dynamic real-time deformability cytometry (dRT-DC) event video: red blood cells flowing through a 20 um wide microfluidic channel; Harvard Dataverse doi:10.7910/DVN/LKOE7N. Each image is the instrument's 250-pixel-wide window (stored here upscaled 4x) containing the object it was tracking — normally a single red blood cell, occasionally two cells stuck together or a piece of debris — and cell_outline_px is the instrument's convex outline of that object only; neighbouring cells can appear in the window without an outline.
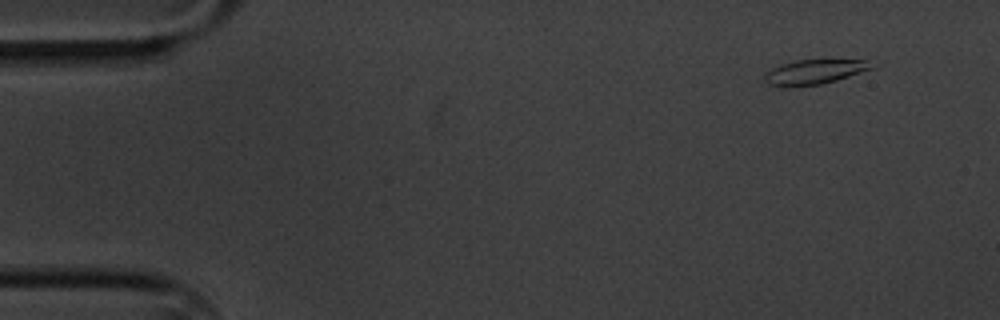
{"species": "common noctule bat (a hibernating species)", "species_latin": "Nyctalus noctula", "temperature_condition": "cold", "stored_images_in_passage": 6, "camera_frame_rate_fps": 3000, "um_per_image_px": 0.085, "animal": {"sex": "male", "body_mass_g": 20.1, "forearm_length_mm": 53.5}, "frame": {"image": 1, "passage_image": 1, "time_ms": 0.0, "image_size_px": [1000, 320], "cell_outline_px": [[880, 64], [876, 68], [836, 80], [820, 84], [788, 88], [780, 88], [768, 84], [764, 80], [764, 72], [780, 64], [796, 60], [824, 56], [880, 60]], "centroid_in_image_um": [69.4, 6.03], "position_along_channel_um": 15.6, "area_um2": 17.34}}
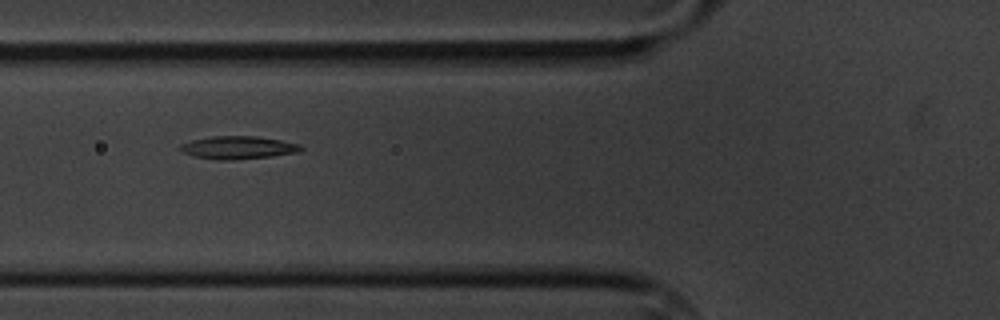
{"frame": {"image": 2, "passage_image": 5, "time_ms": 5.667, "image_size_px": [1000, 320], "cell_outline_px": [[304, 148], [300, 152], [272, 156], [232, 160], [216, 160], [196, 156], [184, 152], [176, 148], [180, 144], [192, 140], [212, 136], [256, 136], [280, 140], [300, 144]], "centroid_in_image_um": [20.24, 12.54], "position_along_channel_um": 105.6, "area_um2": 16.13}}
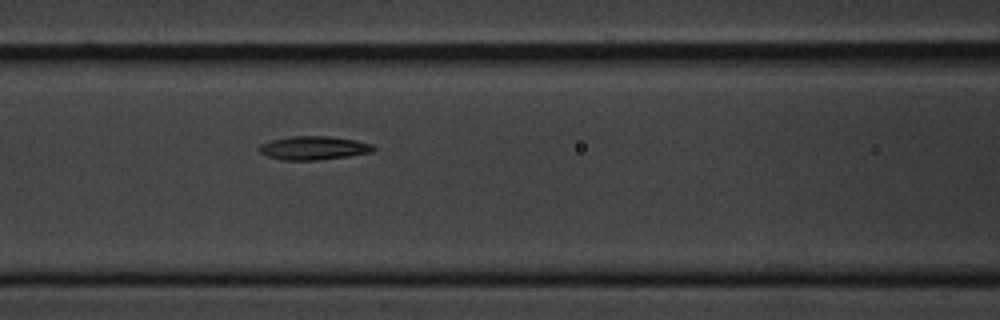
{"frame": {"image": 3, "passage_image": 6, "time_ms": 6.667, "image_size_px": [1000, 320], "cell_outline_px": [[376, 148], [372, 152], [348, 156], [320, 160], [284, 160], [268, 156], [260, 152], [256, 148], [260, 144], [272, 140], [288, 136], [332, 136], [356, 140], [372, 144]], "centroid_in_image_um": [26.66, 12.57], "position_along_channel_um": 139.9, "area_um2": 15.84}}